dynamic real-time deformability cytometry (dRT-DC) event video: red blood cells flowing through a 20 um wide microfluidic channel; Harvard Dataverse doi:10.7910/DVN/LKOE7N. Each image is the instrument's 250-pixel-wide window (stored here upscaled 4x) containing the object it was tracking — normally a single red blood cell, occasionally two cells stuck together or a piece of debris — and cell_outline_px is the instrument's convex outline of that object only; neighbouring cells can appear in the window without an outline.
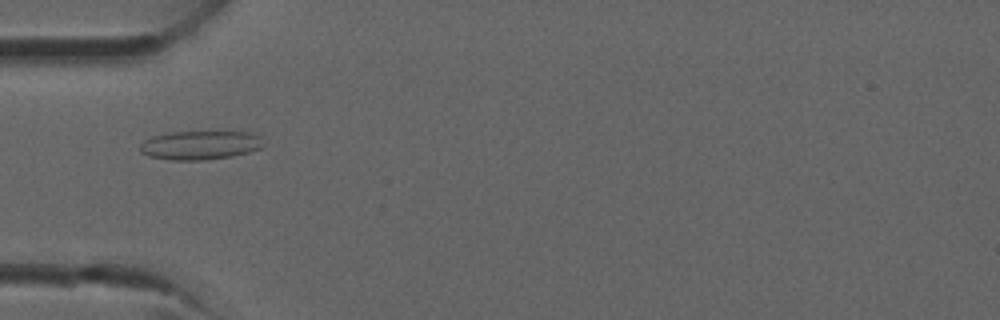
{"species": "common noctule bat (a hibernating species)", "species_latin": "Nyctalus noctula", "temperature_condition": "room temperature", "stored_images_in_passage": 1, "camera_frame_rate_fps": 3000, "um_per_image_px": 0.085, "animal": {"sex": "male", "forearm_length_mm": 52.5}, "frame": {"image": 1, "passage_image": 1, "time_ms": 0.0, "image_size_px": [1000, 320], "cell_outline_px": [[264, 144], [260, 148], [248, 152], [232, 156], [204, 160], [172, 160], [148, 156], [140, 152], [140, 144], [144, 140], [152, 136], [168, 132], [252, 132], [260, 136]], "centroid_in_image_um": [17.0, 12.33], "position_along_channel_um": 68.0, "area_um2": 20.81}}